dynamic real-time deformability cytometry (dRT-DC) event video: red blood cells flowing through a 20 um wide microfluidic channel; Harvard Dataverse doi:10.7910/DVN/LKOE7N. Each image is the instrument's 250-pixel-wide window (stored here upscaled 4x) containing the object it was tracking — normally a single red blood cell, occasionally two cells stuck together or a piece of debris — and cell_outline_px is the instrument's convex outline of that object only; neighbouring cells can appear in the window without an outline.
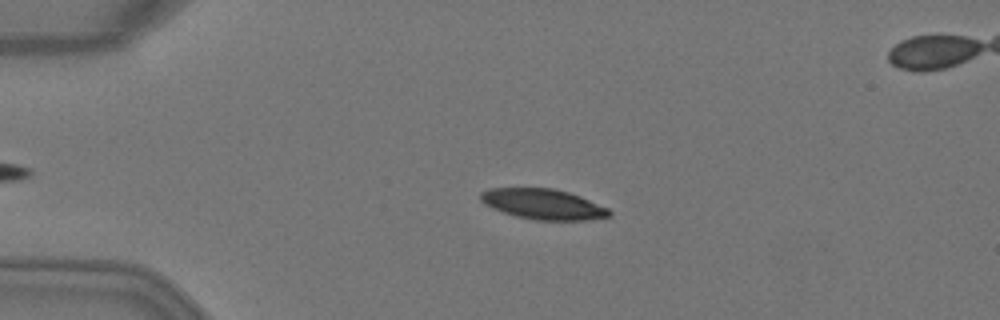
{"species": "Egyptian fruit bat (a non-hibernating species)", "species_latin": "Rousettus aegyptiacus", "temperature_condition": "warm", "stored_images_in_passage": 36, "camera_frame_rate_fps": 3000, "um_per_image_px": 0.085, "animal": {"sex": "female"}, "frame": {"image": 1, "passage_image": 3, "time_ms": 0.667, "image_size_px": [1000, 320], "cell_outline_px": [[612, 216], [588, 220], [536, 220], [516, 216], [492, 208], [484, 204], [480, 200], [480, 192], [488, 188], [552, 188], [568, 192], [580, 196], [608, 208], [612, 212]], "centroid_in_image_um": [46.17, 17.35], "position_along_channel_um": 38.8, "area_um2": 22.83}}
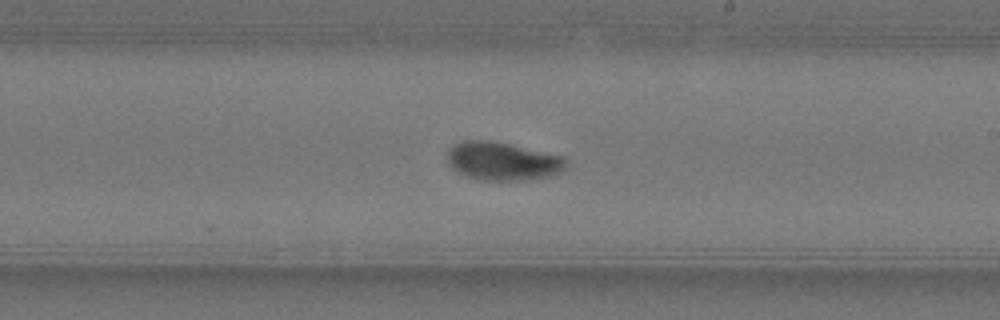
{"frame": {"image": 2, "passage_image": 21, "time_ms": 6.667, "image_size_px": [1000, 320], "cell_outline_px": [[568, 168], [560, 172], [548, 176], [524, 180], [480, 180], [468, 176], [452, 168], [448, 160], [448, 148], [452, 144], [460, 140], [492, 140], [564, 156], [568, 160]], "centroid_in_image_um": [42.75, 13.68], "position_along_channel_um": 246.3, "area_um2": 26.7}}
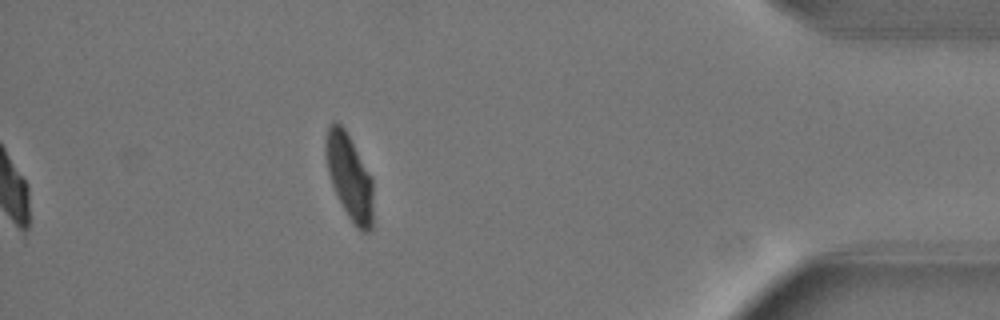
{"frame": {"image": 3, "passage_image": 36, "time_ms": 11.667, "image_size_px": [1000, 320], "cell_outline_px": [[372, 228], [368, 232], [364, 232], [356, 228], [348, 216], [336, 196], [328, 172], [324, 152], [324, 136], [328, 124], [332, 120], [336, 120], [344, 128], [372, 176]], "centroid_in_image_um": [29.66, 14.98], "position_along_channel_um": 405.5, "area_um2": 23.99}, "authors_computed_cell_mechanics": {"area_um2": 25.5476, "velocity_mm_per_s": 4.0589, "shape_relaxation_time_tau1_ms": 4.0839, "shape_relaxation_time_tau2_ms": 1.9661, "deformation_change_tau1": 0.1838, "deformation_change_tau2": 0.0433}}